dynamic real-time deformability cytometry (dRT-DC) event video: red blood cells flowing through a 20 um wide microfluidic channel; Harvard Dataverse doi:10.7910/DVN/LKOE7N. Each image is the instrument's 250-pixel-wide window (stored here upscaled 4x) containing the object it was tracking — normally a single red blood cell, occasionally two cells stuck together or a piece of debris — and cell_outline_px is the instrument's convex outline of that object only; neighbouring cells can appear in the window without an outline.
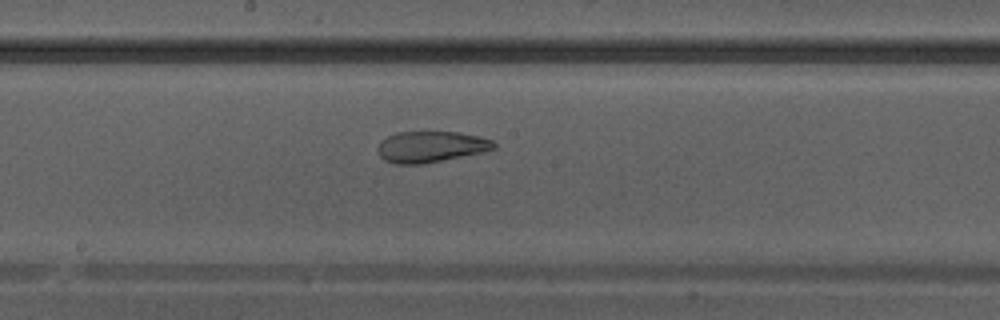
{"species": "Egyptian fruit bat (a non-hibernating species)", "species_latin": "Rousettus aegyptiacus", "temperature_condition": "warm", "stored_images_in_passage": 30, "camera_frame_rate_fps": 3000, "um_per_image_px": 0.085, "animal": {"sex": "male"}, "frame": {"image": 1, "passage_image": 13, "time_ms": 4.0, "image_size_px": [1000, 320], "cell_outline_px": [[496, 148], [484, 152], [420, 164], [396, 164], [384, 160], [380, 156], [376, 148], [380, 140], [396, 132], [460, 132], [480, 136], [492, 140], [496, 144]], "centroid_in_image_um": [36.61, 12.46], "position_along_channel_um": 211.6, "area_um2": 21.15}}